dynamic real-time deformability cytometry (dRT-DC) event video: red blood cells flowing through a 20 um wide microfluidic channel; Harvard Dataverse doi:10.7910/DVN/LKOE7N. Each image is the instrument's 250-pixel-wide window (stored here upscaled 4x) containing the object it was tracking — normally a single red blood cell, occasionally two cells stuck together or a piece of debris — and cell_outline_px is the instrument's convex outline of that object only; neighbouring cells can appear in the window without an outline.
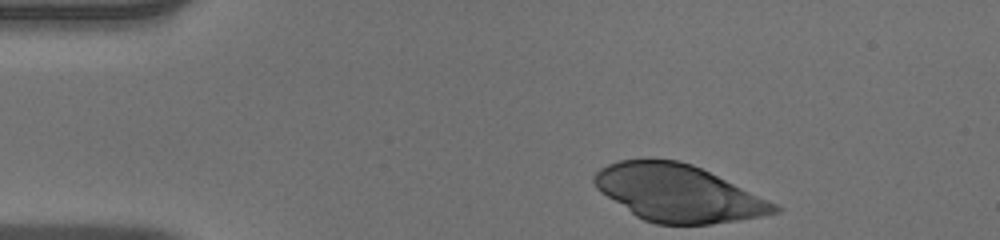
{"species": "human", "species_latin": "Homo sapiens", "temperature_condition": "warm", "stored_images_in_passage": 38, "camera_frame_rate_fps": 3000, "um_per_image_px": 0.085, "donor": {"sex": "male"}, "frame": {"image": 1, "passage_image": 1, "time_ms": 0.0, "image_size_px": [1000, 240], "cell_outline_px": [[784, 208], [780, 212], [760, 216], [712, 224], [656, 224], [644, 220], [636, 216], [600, 192], [596, 188], [592, 180], [592, 176], [600, 168], [608, 164], [620, 160], [680, 160], [692, 164], [776, 204]], "centroid_in_image_um": [57.6, 16.42], "position_along_channel_um": 27.4, "area_um2": 59.07}}